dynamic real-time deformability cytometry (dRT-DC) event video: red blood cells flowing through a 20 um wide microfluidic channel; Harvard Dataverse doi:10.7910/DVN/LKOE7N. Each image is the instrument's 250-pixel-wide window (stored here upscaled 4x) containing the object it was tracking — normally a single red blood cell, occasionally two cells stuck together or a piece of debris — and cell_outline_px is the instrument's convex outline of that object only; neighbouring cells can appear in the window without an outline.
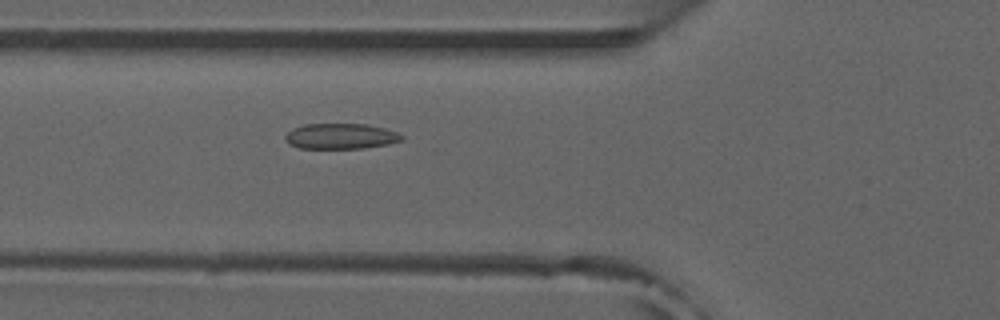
{"species": "common noctule bat (a hibernating species)", "species_latin": "Nyctalus noctula", "temperature_condition": "room temperature", "stored_images_in_passage": 47, "camera_frame_rate_fps": 3000, "um_per_image_px": 0.085, "animal": {"sex": "male", "forearm_length_mm": 52.5}, "frame": {"image": 1, "passage_image": 14, "time_ms": 4.333, "image_size_px": [1000, 320], "cell_outline_px": [[404, 140], [388, 144], [364, 148], [300, 148], [288, 144], [284, 140], [284, 136], [292, 128], [304, 124], [364, 124], [384, 128], [396, 132], [404, 136]], "centroid_in_image_um": [28.94, 11.58], "position_along_channel_um": 96.9, "area_um2": 17.4}, "authors_computed_cell_mechanics": {"area_um2": 16.9354, "velocity_mm_per_s": 3.8887, "shape_relaxation_time_tau1_ms": null, "shape_relaxation_time_tau2_ms": 1.6155, "deformation_change_tau1": null, "deformation_change_tau2": 0.0599}}